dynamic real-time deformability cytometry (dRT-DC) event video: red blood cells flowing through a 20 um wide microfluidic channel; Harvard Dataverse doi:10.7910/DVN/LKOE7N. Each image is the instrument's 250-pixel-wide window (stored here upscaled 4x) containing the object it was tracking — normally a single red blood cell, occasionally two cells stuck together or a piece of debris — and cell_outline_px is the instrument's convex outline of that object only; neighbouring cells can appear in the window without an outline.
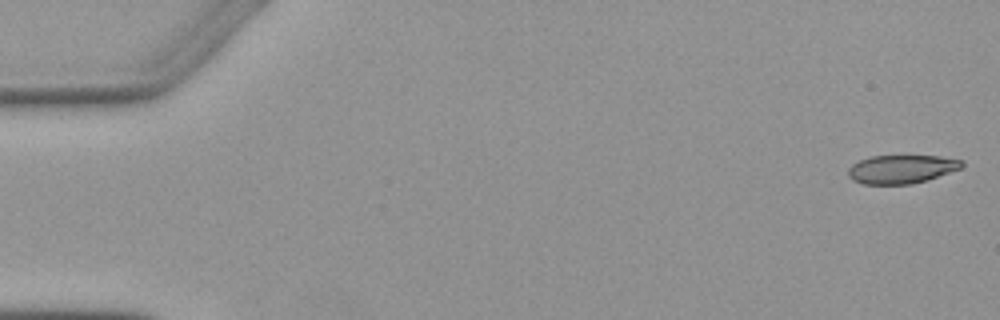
{"species": "Egyptian fruit bat (a non-hibernating species)", "species_latin": "Rousettus aegyptiacus", "temperature_condition": "warm", "stored_images_in_passage": 5, "camera_frame_rate_fps": 3000, "um_per_image_px": 0.085, "animal": {"sex": "female"}, "frame": {"image": 1, "passage_image": 1, "time_ms": 0.0, "image_size_px": [1000, 320], "cell_outline_px": [[964, 164], [960, 168], [928, 180], [912, 184], [864, 184], [852, 180], [848, 176], [848, 168], [852, 164], [868, 156], [940, 156], [964, 160]], "centroid_in_image_um": [76.61, 14.37], "position_along_channel_um": 8.4, "area_um2": 18.96}}
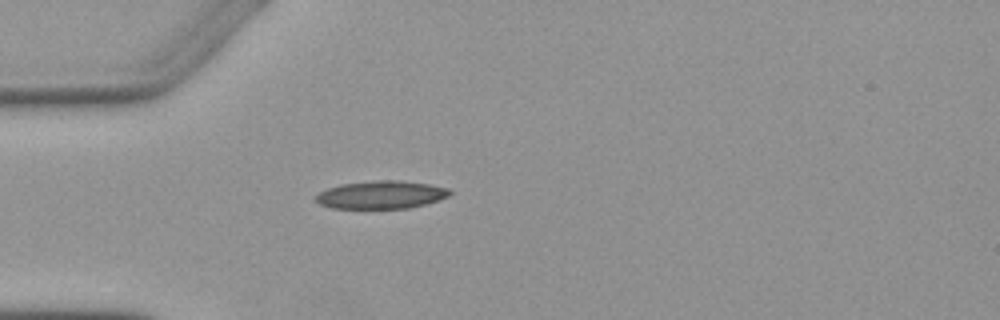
{"frame": {"image": 2, "passage_image": 5, "time_ms": 4.667, "image_size_px": [1000, 320], "cell_outline_px": [[452, 192], [448, 196], [424, 204], [408, 208], [332, 208], [320, 204], [316, 200], [316, 196], [320, 192], [328, 188], [340, 184], [376, 180], [400, 180], [428, 184], [448, 188]], "centroid_in_image_um": [32.39, 16.55], "position_along_channel_um": 52.6, "area_um2": 21.56}}